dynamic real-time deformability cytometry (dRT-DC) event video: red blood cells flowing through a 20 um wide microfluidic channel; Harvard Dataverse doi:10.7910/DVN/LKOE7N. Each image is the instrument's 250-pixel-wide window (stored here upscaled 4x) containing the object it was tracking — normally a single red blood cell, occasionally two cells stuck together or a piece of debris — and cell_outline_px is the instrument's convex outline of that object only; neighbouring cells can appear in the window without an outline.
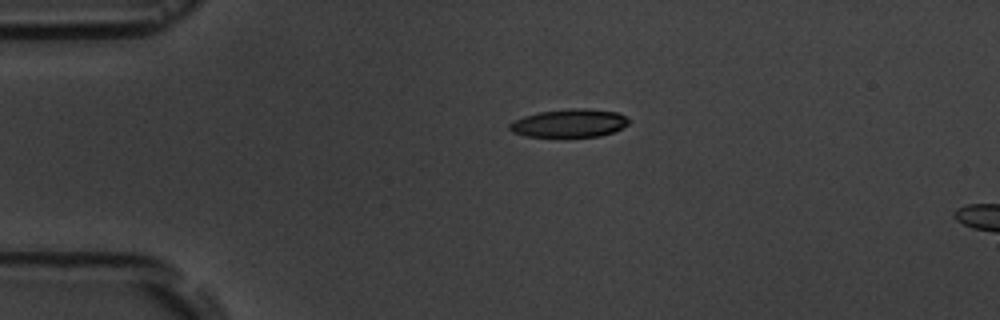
{"species": "common noctule bat (a hibernating species)", "species_latin": "Nyctalus noctula", "temperature_condition": "room temperature", "stored_images_in_passage": 4, "camera_frame_rate_fps": 3000, "um_per_image_px": 0.085, "animal": {"sex": "male", "body_mass_g": 19.5, "forearm_length_mm": 54.6}, "frame": {"image": 1, "passage_image": 3, "time_ms": 3.0, "image_size_px": [1000, 320], "cell_outline_px": [[628, 124], [612, 132], [600, 136], [528, 136], [512, 132], [508, 128], [508, 124], [512, 120], [524, 116], [540, 112], [572, 108], [580, 108], [620, 112], [628, 120]], "centroid_in_image_um": [48.36, 10.46], "position_along_channel_um": 36.6, "area_um2": 19.31}}